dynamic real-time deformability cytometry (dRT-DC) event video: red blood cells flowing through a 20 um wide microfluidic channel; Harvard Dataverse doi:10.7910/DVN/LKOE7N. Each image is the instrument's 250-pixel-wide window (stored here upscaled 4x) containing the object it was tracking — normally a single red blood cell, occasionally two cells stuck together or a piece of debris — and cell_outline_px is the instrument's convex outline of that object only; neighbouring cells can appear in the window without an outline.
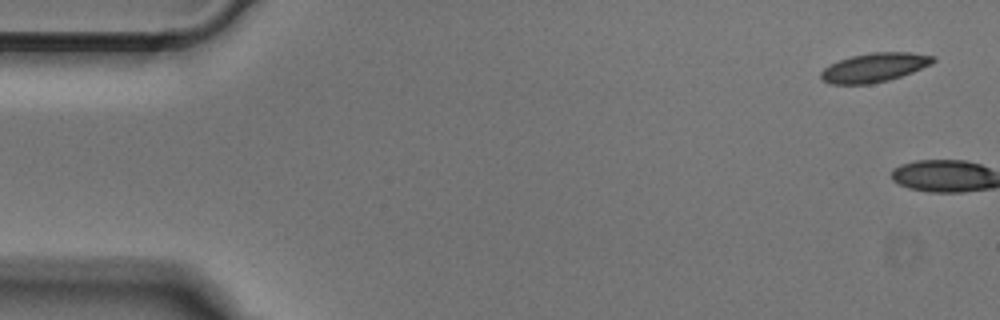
{"species": "Egyptian fruit bat (a non-hibernating species)", "species_latin": "Rousettus aegyptiacus", "temperature_condition": "cold", "stored_images_in_passage": 2, "camera_frame_rate_fps": 3000, "um_per_image_px": 0.085, "animal": {"sex": "male"}, "frame": {"image": 1, "passage_image": 1, "time_ms": 0.0, "image_size_px": [1000, 320], "cell_outline_px": [[936, 60], [932, 64], [912, 72], [888, 80], [872, 84], [828, 84], [820, 76], [820, 72], [828, 64], [852, 56], [872, 52], [912, 52], [936, 56]], "centroid_in_image_um": [74.33, 5.73], "position_along_channel_um": 10.7, "area_um2": 19.07}}